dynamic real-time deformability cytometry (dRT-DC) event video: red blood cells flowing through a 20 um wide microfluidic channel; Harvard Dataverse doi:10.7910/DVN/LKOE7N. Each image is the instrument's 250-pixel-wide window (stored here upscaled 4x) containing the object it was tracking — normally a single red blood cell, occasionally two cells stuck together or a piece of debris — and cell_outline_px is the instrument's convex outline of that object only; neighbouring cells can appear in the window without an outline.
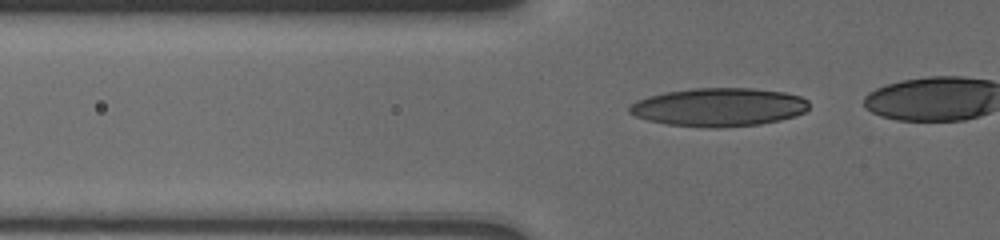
{"species": "human", "species_latin": "Homo sapiens", "temperature_condition": "cold", "stored_images_in_passage": 17, "camera_frame_rate_fps": 3000, "um_per_image_px": 0.085, "donor": {"sex": "male"}, "frame": {"image": 1, "passage_image": 5, "time_ms": 1.333, "image_size_px": [1000, 240], "cell_outline_px": [[808, 108], [804, 112], [780, 120], [760, 124], [716, 128], [708, 128], [668, 124], [648, 120], [636, 116], [628, 112], [628, 108], [636, 100], [648, 96], [664, 92], [692, 88], [752, 88], [784, 92], [800, 96], [808, 100]], "centroid_in_image_um": [61.08, 9.1], "position_along_channel_um": 64.7, "area_um2": 40.17}}
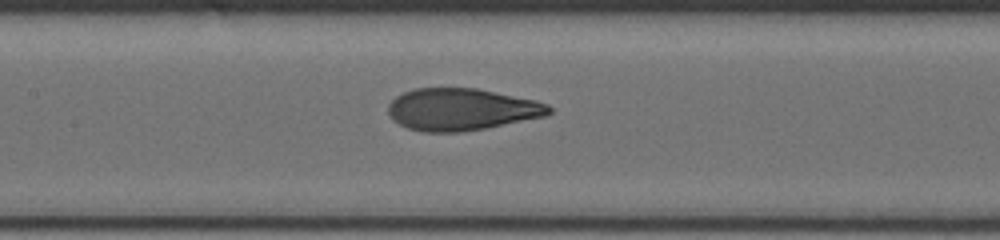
{"frame": {"image": 2, "passage_image": 13, "time_ms": 4.333, "image_size_px": [1000, 240], "cell_outline_px": [[552, 112], [544, 116], [484, 128], [460, 132], [424, 132], [408, 128], [392, 120], [388, 112], [388, 104], [396, 96], [404, 92], [416, 88], [476, 88], [536, 100], [548, 104], [552, 108]], "centroid_in_image_um": [39.21, 9.29], "position_along_channel_um": 168.2, "area_um2": 39.25}}
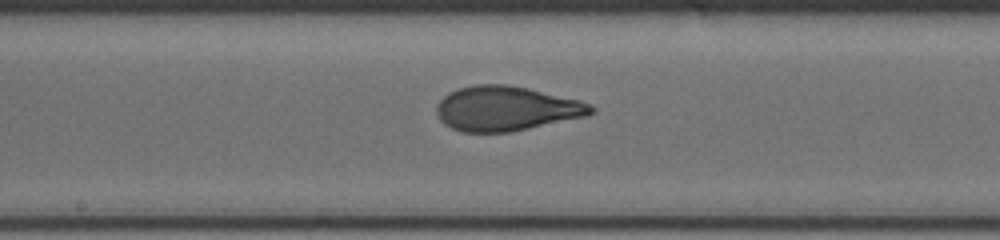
{"frame": {"image": 3, "passage_image": 15, "time_ms": 5.333, "image_size_px": [1000, 240], "cell_outline_px": [[596, 112], [588, 116], [512, 132], [464, 132], [452, 128], [444, 124], [440, 120], [436, 112], [436, 104], [448, 92], [456, 88], [472, 84], [508, 84], [528, 88], [580, 100], [592, 104], [596, 108]], "centroid_in_image_um": [43.05, 9.22], "position_along_channel_um": 205.2, "area_um2": 40.75}}